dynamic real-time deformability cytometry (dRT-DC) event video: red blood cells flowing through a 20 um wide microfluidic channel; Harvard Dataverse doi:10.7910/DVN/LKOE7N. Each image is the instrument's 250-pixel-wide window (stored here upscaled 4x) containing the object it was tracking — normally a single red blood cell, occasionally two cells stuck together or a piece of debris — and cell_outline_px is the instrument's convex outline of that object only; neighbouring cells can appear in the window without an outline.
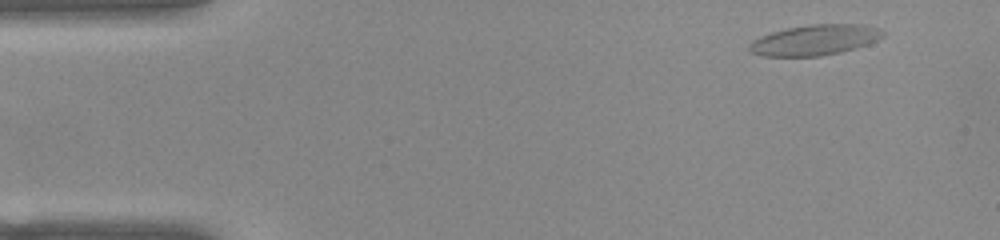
{"species": "common noctule bat (a hibernating species)", "species_latin": "Nyctalus noctula", "temperature_condition": "warm", "stored_images_in_passage": 45, "camera_frame_rate_fps": 3000, "um_per_image_px": 0.085, "animal": {"sex": "female", "body_mass_g": 22.0, "forearm_length_mm": 56.7}, "frame": {"image": 1, "passage_image": 1, "time_ms": 0.0, "image_size_px": [1000, 240], "cell_outline_px": [[884, 36], [868, 44], [856, 48], [840, 52], [820, 56], [760, 56], [748, 52], [748, 44], [752, 40], [760, 36], [772, 32], [788, 28], [808, 24], [864, 24], [876, 28], [884, 32]], "centroid_in_image_um": [69.21, 3.4], "position_along_channel_um": 15.8, "area_um2": 23.87}}
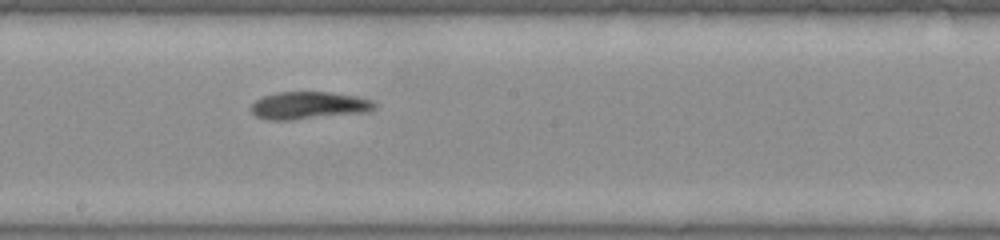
{"frame": {"image": 2, "passage_image": 25, "time_ms": 8.0, "image_size_px": [1000, 240], "cell_outline_px": [[376, 108], [368, 112], [292, 120], [268, 120], [256, 116], [248, 108], [256, 100], [264, 96], [280, 92], [328, 92], [356, 96], [372, 100], [376, 104]], "centroid_in_image_um": [26.25, 8.97], "position_along_channel_um": 222.0, "area_um2": 19.83}}
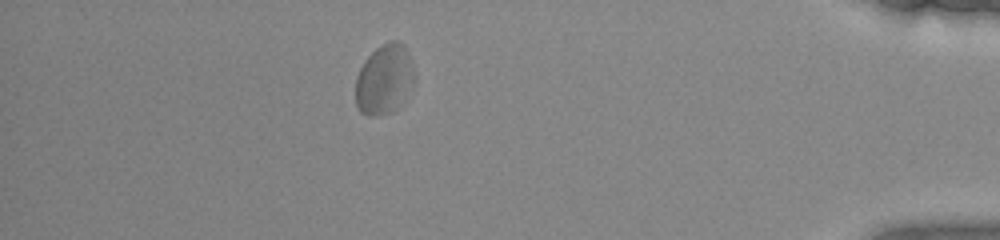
{"frame": {"image": 3, "passage_image": 43, "time_ms": 14.0, "image_size_px": [1000, 240], "cell_outline_px": [[416, 80], [404, 104], [392, 112], [376, 116], [368, 116], [360, 112], [356, 108], [356, 76], [364, 60], [380, 44], [388, 40], [396, 40], [404, 44], [412, 60]], "centroid_in_image_um": [32.7, 6.76], "position_along_channel_um": 402.5, "area_um2": 24.85}, "authors_computed_cell_mechanics": {"area_um2": 20.5768, "velocity_mm_per_s": 3.8188, "shape_relaxation_time_tau1_ms": 4.7863, "shape_relaxation_time_tau2_ms": 3.7567, "deformation_change_tau1": 0.1463, "deformation_change_tau2": 0.0848}}